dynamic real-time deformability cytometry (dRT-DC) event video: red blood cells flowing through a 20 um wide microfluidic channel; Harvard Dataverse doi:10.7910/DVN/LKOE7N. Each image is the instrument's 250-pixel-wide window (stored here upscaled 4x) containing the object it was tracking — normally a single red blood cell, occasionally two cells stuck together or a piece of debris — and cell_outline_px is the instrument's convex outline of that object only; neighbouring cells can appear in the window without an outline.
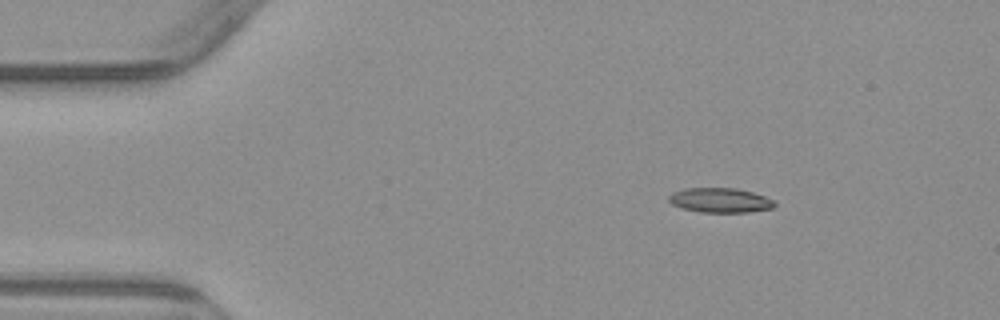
{"species": "common noctule bat (a hibernating species)", "species_latin": "Nyctalus noctula", "temperature_condition": "warm", "stored_images_in_passage": 4, "camera_frame_rate_fps": 3000, "um_per_image_px": 0.085, "animal": {"sex": "male", "body_mass_g": 23.1, "forearm_length_mm": 52.7}, "frame": {"image": 1, "passage_image": 3, "time_ms": 2.333, "image_size_px": [1000, 320], "cell_outline_px": [[776, 204], [772, 208], [748, 212], [700, 212], [684, 208], [672, 204], [668, 200], [668, 196], [672, 192], [684, 188], [736, 188], [752, 192], [764, 196], [772, 200]], "centroid_in_image_um": [61.18, 17.01], "position_along_channel_um": 23.8, "area_um2": 15.09}}